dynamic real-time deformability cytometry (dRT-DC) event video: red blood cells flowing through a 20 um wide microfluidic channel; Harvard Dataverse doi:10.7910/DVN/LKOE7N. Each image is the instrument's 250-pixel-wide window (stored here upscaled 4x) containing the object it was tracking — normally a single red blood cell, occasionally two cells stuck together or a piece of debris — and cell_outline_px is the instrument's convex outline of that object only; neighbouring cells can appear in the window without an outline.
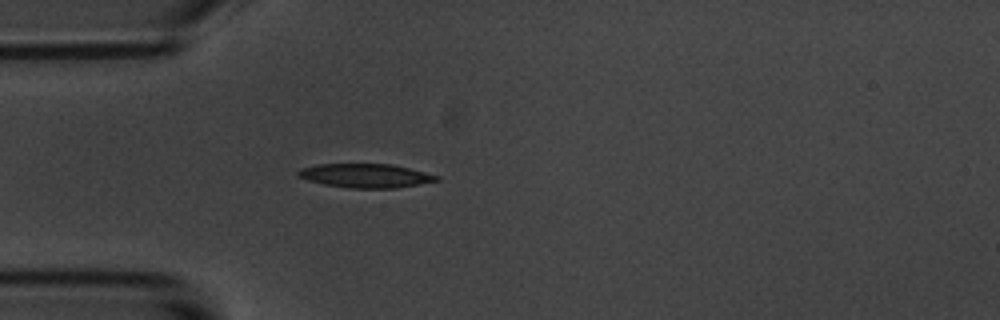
{"species": "common noctule bat (a hibernating species)", "species_latin": "Nyctalus noctula", "temperature_condition": "room temperature", "stored_images_in_passage": 41, "camera_frame_rate_fps": 3000, "um_per_image_px": 0.085, "animal": {"sex": "male", "body_mass_g": 20.1, "forearm_length_mm": 53.5}, "frame": {"image": 1, "passage_image": 1, "time_ms": 0.0, "image_size_px": [1000, 320], "cell_outline_px": [[440, 180], [396, 188], [352, 188], [324, 184], [308, 180], [300, 176], [296, 172], [300, 168], [316, 164], [392, 164], [440, 176]], "centroid_in_image_um": [31.07, 14.93], "position_along_channel_um": 53.9, "area_um2": 19.13}}
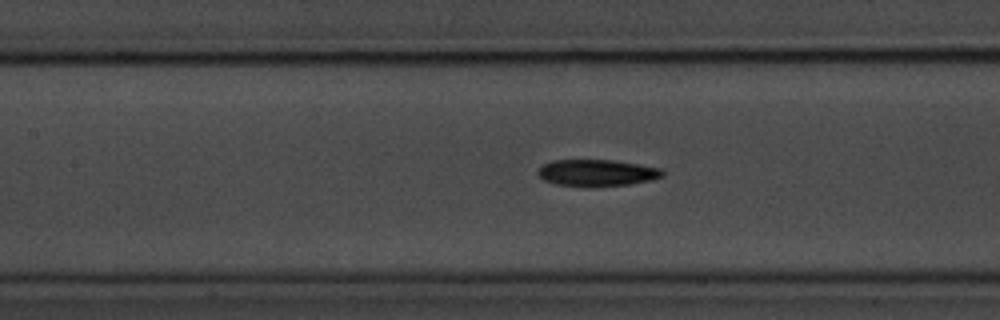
{"frame": {"image": 2, "passage_image": 10, "time_ms": 3.0, "image_size_px": [1000, 320], "cell_outline_px": [[664, 176], [652, 180], [628, 184], [592, 188], [584, 188], [556, 184], [544, 180], [536, 172], [544, 164], [552, 160], [612, 160], [640, 164], [660, 168], [664, 172]], "centroid_in_image_um": [50.74, 14.71], "position_along_channel_um": 156.7, "area_um2": 19.71}}
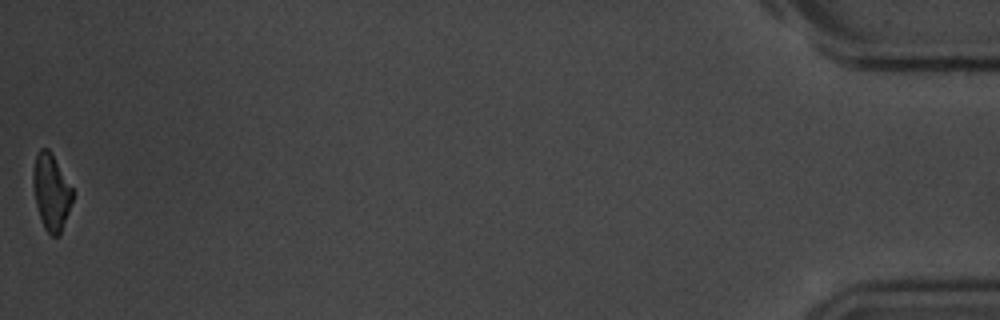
{"frame": {"image": 3, "passage_image": 41, "time_ms": 13.333, "image_size_px": [1000, 320], "cell_outline_px": [[72, 200], [60, 236], [52, 236], [44, 228], [36, 204], [32, 184], [32, 172], [36, 156], [40, 148], [48, 148], [72, 188]], "centroid_in_image_um": [4.33, 16.33], "position_along_channel_um": 430.9, "area_um2": 17.22}, "authors_computed_cell_mechanics": {"area_um2": 19.1318, "velocity_mm_per_s": 3.6055, "shape_relaxation_time_tau1_ms": 3.6175, "shape_relaxation_time_tau2_ms": 10.1721, "deformation_change_tau1": 0.1614, "deformation_change_tau2": 0.2046}}